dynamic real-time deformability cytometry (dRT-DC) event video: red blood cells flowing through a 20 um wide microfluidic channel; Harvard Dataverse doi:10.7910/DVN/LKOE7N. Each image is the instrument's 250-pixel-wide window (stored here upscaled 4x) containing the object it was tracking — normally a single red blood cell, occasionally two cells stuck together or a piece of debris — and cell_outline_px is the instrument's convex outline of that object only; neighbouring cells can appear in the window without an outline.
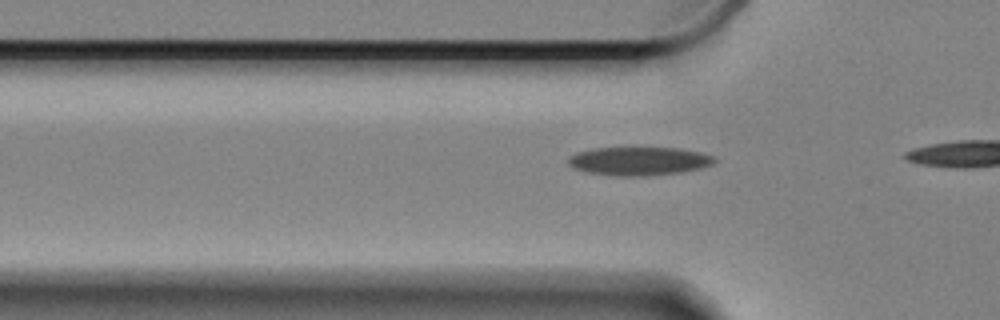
{"species": "Egyptian fruit bat (a non-hibernating species)", "species_latin": "Rousettus aegyptiacus", "temperature_condition": "cold", "stored_images_in_passage": 16, "camera_frame_rate_fps": 3000, "um_per_image_px": 0.085, "animal": {"sex": "female"}, "frame": {"image": 1, "passage_image": 14, "time_ms": 4.333, "image_size_px": [1000, 320], "cell_outline_px": [[716, 160], [712, 164], [700, 168], [680, 172], [648, 176], [616, 176], [588, 172], [576, 168], [568, 164], [568, 160], [576, 152], [592, 148], [680, 148], [700, 152], [712, 156]], "centroid_in_image_um": [54.31, 13.69], "position_along_channel_um": 71.5, "area_um2": 24.04}}